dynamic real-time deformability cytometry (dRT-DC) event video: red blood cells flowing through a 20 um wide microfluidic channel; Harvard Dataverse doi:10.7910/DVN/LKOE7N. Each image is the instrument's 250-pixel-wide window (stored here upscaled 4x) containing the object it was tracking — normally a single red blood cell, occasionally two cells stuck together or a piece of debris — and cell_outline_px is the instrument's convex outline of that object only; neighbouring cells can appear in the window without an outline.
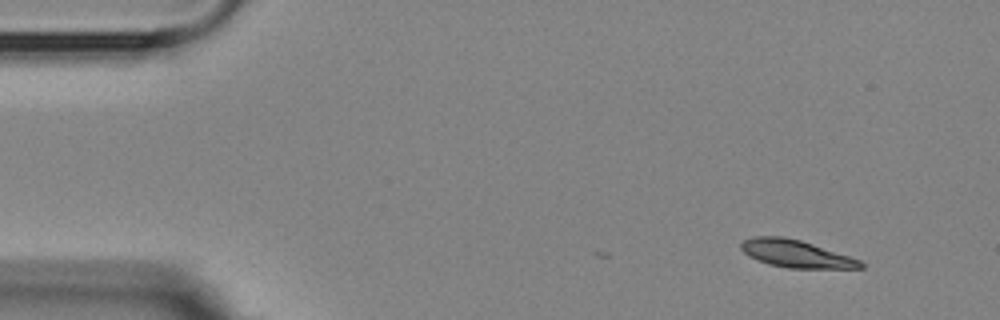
{"species": "Egyptian fruit bat (a non-hibernating species)", "species_latin": "Rousettus aegyptiacus", "temperature_condition": "room temperature", "stored_images_in_passage": 4, "camera_frame_rate_fps": 3000, "um_per_image_px": 0.085, "animal": {"sex": "female"}, "frame": {"image": 1, "passage_image": 1, "time_ms": 0.0, "image_size_px": [1000, 320], "cell_outline_px": [[864, 268], [788, 268], [768, 264], [756, 260], [748, 256], [740, 248], [740, 244], [744, 240], [752, 236], [784, 236], [800, 240], [860, 260], [864, 264]], "centroid_in_image_um": [67.6, 21.57], "position_along_channel_um": 17.4, "area_um2": 19.02}}
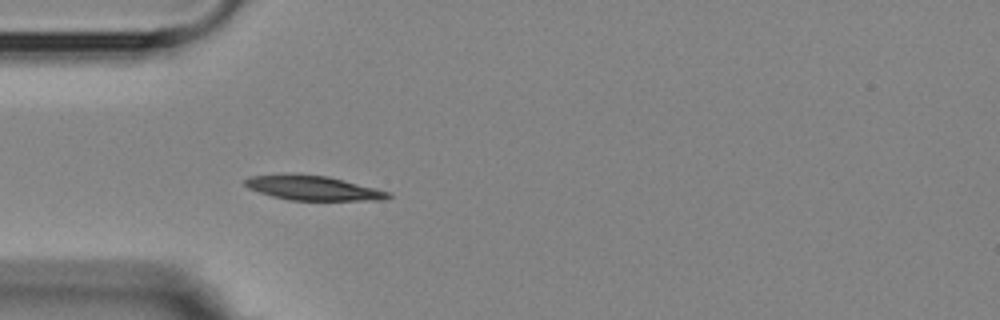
{"frame": {"image": 2, "passage_image": 4, "time_ms": 3.667, "image_size_px": [1000, 320], "cell_outline_px": [[392, 196], [384, 200], [288, 200], [272, 196], [248, 188], [244, 184], [244, 180], [252, 176], [328, 176], [392, 192]], "centroid_in_image_um": [26.72, 16.02], "position_along_channel_um": 58.3, "area_um2": 19.71}}